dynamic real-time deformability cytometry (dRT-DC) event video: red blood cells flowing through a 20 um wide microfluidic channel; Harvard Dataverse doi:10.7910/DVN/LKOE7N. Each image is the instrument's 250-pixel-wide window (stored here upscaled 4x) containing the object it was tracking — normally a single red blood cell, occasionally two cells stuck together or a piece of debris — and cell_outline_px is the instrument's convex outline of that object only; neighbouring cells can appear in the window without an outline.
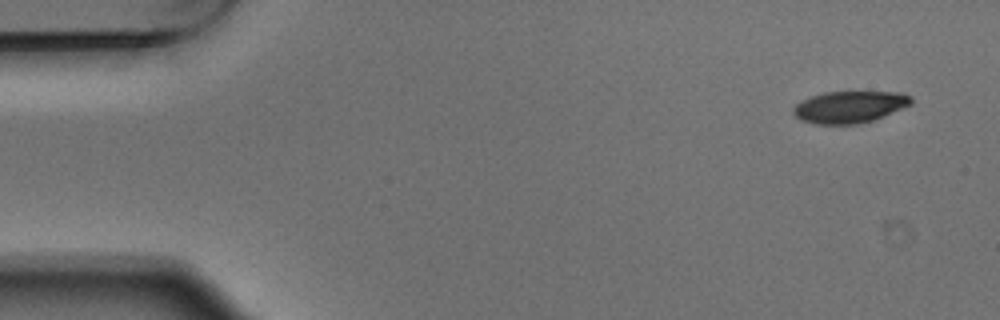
{"species": "Egyptian fruit bat (a non-hibernating species)", "species_latin": "Rousettus aegyptiacus", "temperature_condition": "warm", "stored_images_in_passage": 7, "camera_frame_rate_fps": 3000, "um_per_image_px": 0.085, "animal": {"sex": "male"}, "frame": {"image": 1, "passage_image": 1, "time_ms": 0.0, "image_size_px": [1000, 320], "cell_outline_px": [[912, 104], [884, 116], [872, 120], [856, 124], [816, 124], [800, 120], [792, 112], [792, 108], [796, 104], [812, 96], [824, 92], [904, 92], [912, 96]], "centroid_in_image_um": [72.24, 9.08], "position_along_channel_um": 12.8, "area_um2": 21.85}}
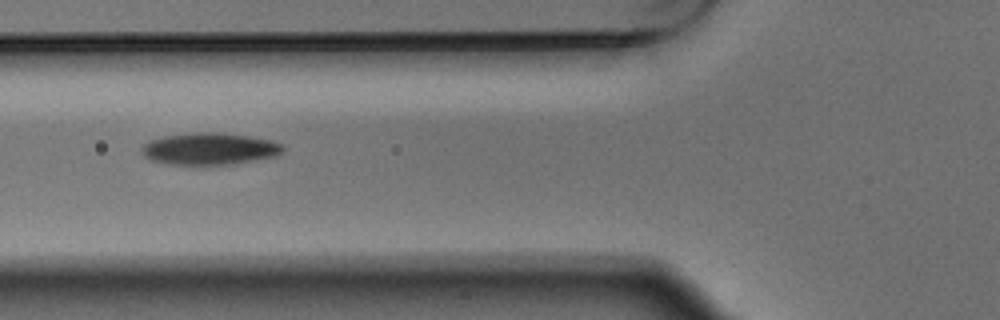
{"frame": {"image": 2, "passage_image": 6, "time_ms": 1.667, "image_size_px": [1000, 320], "cell_outline_px": [[284, 152], [276, 156], [236, 164], [168, 164], [152, 160], [144, 156], [140, 148], [148, 140], [164, 136], [192, 132], [216, 132], [248, 136], [272, 140], [284, 144]], "centroid_in_image_um": [17.84, 12.64], "position_along_channel_um": 108.0, "area_um2": 26.47}}
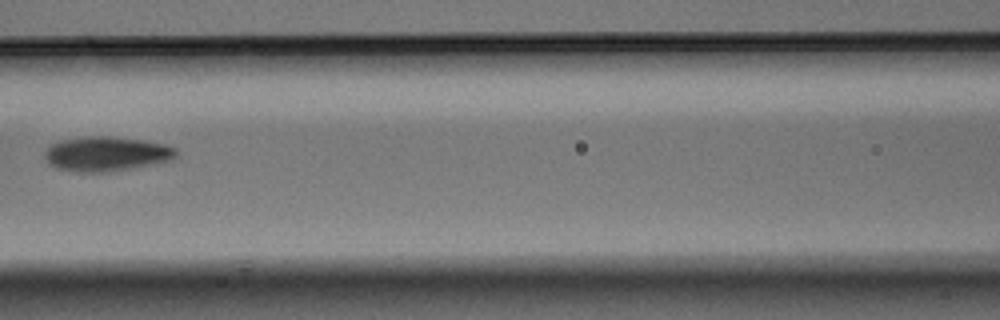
{"frame": {"image": 3, "passage_image": 7, "time_ms": 2.0, "image_size_px": [1000, 320], "cell_outline_px": [[176, 156], [172, 160], [132, 168], [104, 172], [76, 172], [56, 168], [48, 164], [44, 156], [44, 152], [52, 144], [60, 140], [88, 136], [112, 136], [144, 140], [164, 144], [176, 148]], "centroid_in_image_um": [9.02, 13.07], "position_along_channel_um": 157.6, "area_um2": 26.59}}